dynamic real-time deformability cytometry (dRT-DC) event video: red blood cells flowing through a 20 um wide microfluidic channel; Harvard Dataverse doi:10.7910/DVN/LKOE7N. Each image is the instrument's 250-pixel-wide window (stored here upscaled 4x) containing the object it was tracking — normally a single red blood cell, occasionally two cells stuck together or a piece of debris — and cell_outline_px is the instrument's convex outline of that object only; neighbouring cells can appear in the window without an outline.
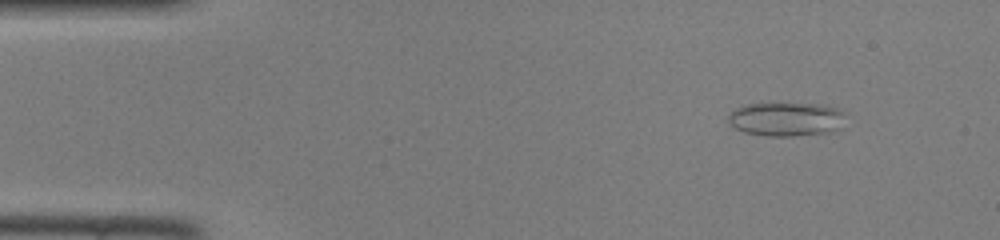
{"species": "common noctule bat (a hibernating species)", "species_latin": "Nyctalus noctula", "temperature_condition": "room temperature", "stored_images_in_passage": 46, "camera_frame_rate_fps": 3000, "um_per_image_px": 0.085, "animal": {"sex": "female", "body_mass_g": 22.0, "forearm_length_mm": 56.7}, "frame": {"image": 1, "passage_image": 5, "time_ms": 1.333, "image_size_px": [1000, 240], "cell_outline_px": [[844, 128], [832, 132], [792, 136], [768, 136], [744, 132], [736, 128], [728, 120], [728, 116], [736, 108], [748, 104], [820, 104], [836, 108], [840, 112]], "centroid_in_image_um": [66.84, 10.15], "position_along_channel_um": 18.2, "area_um2": 22.83}}
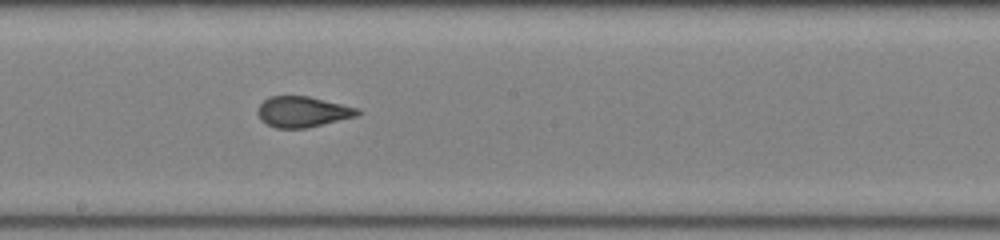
{"frame": {"image": 2, "passage_image": 25, "time_ms": 8.0, "image_size_px": [1000, 240], "cell_outline_px": [[360, 112], [356, 116], [308, 128], [276, 128], [260, 120], [256, 112], [260, 104], [268, 96], [308, 96], [360, 108]], "centroid_in_image_um": [25.71, 9.5], "position_along_channel_um": 222.5, "area_um2": 17.92}}
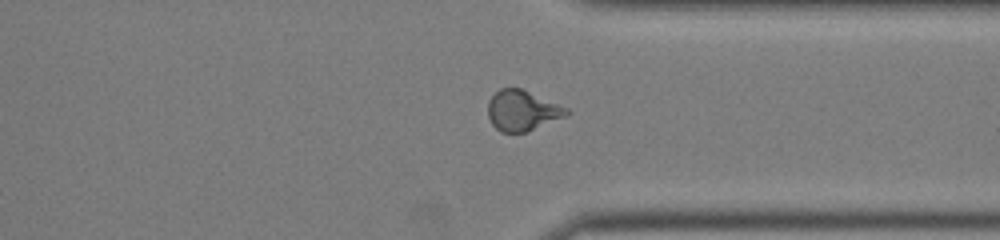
{"frame": {"image": 3, "passage_image": 35, "time_ms": 11.333, "image_size_px": [1000, 240], "cell_outline_px": [[572, 112], [568, 116], [528, 132], [500, 132], [492, 124], [488, 116], [488, 100], [500, 88], [520, 88], [568, 108]], "centroid_in_image_um": [44.42, 9.42], "position_along_channel_um": 367.0, "area_um2": 18.67}}